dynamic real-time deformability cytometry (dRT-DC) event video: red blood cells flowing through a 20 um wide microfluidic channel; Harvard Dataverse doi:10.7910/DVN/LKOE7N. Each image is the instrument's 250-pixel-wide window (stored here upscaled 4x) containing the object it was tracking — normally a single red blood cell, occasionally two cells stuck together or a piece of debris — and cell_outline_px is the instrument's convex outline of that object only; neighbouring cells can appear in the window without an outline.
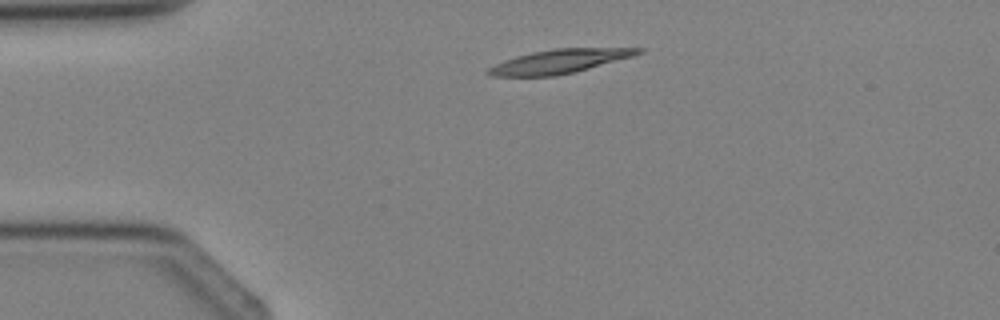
{"species": "Egyptian fruit bat (a non-hibernating species)", "species_latin": "Rousettus aegyptiacus", "temperature_condition": "cold", "stored_images_in_passage": 5, "camera_frame_rate_fps": 3000, "um_per_image_px": 0.085, "animal": {"sex": "female"}, "frame": {"image": 1, "passage_image": 5, "time_ms": 4.667, "image_size_px": [1000, 320], "cell_outline_px": [[644, 52], [632, 56], [588, 68], [556, 76], [492, 76], [484, 72], [488, 68], [504, 60], [516, 56], [532, 52], [556, 48], [644, 48]], "centroid_in_image_um": [47.51, 5.21], "position_along_channel_um": 37.5, "area_um2": 20.58}}